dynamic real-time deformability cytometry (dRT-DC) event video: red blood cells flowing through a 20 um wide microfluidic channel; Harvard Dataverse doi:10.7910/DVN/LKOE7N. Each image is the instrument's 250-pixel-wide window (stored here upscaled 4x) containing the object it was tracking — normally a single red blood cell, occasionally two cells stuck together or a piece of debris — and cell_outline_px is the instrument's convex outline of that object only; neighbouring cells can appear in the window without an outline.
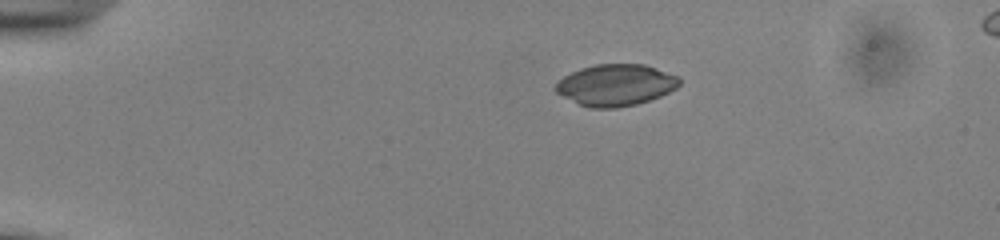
{"species": "common noctule bat (a hibernating species)", "species_latin": "Nyctalus noctula", "temperature_condition": "cold", "stored_images_in_passage": 43, "camera_frame_rate_fps": 3000, "um_per_image_px": 0.085, "animal": {"sex": "male", "body_mass_g": 13.0, "forearm_length_mm": 53.1}, "frame": {"image": 1, "passage_image": 1, "time_ms": 0.0, "image_size_px": [1000, 240], "cell_outline_px": [[680, 84], [676, 88], [660, 96], [636, 104], [616, 108], [588, 108], [556, 92], [552, 88], [564, 76], [580, 68], [596, 64], [644, 64], [680, 76]], "centroid_in_image_um": [52.35, 7.22], "position_along_channel_um": 32.7, "area_um2": 29.88}}
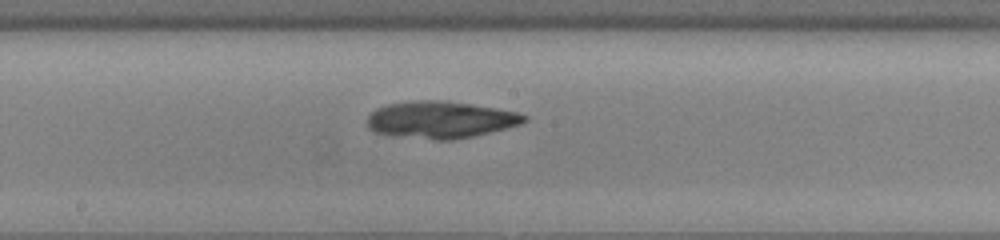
{"frame": {"image": 2, "passage_image": 20, "time_ms": 6.333, "image_size_px": [1000, 240], "cell_outline_px": [[528, 120], [520, 124], [472, 136], [452, 140], [436, 140], [388, 136], [376, 132], [368, 128], [368, 116], [376, 108], [388, 104], [412, 100], [440, 100], [472, 104], [496, 108], [516, 112], [528, 116]], "centroid_in_image_um": [37.4, 10.18], "position_along_channel_um": 210.8, "area_um2": 33.93}}
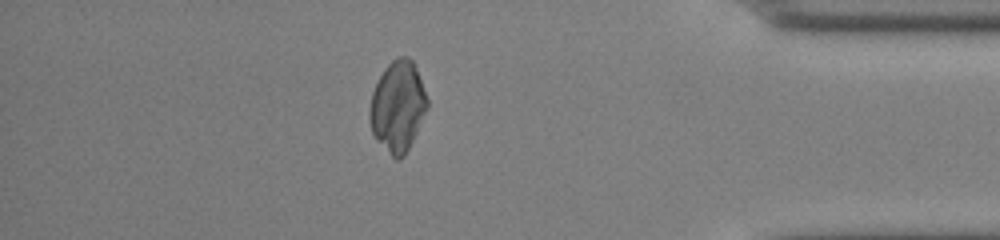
{"frame": {"image": 3, "passage_image": 37, "time_ms": 12.0, "image_size_px": [1000, 240], "cell_outline_px": [[428, 108], [404, 156], [400, 160], [396, 160], [376, 140], [372, 132], [368, 116], [368, 112], [372, 92], [384, 68], [396, 56], [408, 56], [412, 60], [416, 68], [428, 100]], "centroid_in_image_um": [33.79, 9.03], "position_along_channel_um": 401.4, "area_um2": 30.35}}